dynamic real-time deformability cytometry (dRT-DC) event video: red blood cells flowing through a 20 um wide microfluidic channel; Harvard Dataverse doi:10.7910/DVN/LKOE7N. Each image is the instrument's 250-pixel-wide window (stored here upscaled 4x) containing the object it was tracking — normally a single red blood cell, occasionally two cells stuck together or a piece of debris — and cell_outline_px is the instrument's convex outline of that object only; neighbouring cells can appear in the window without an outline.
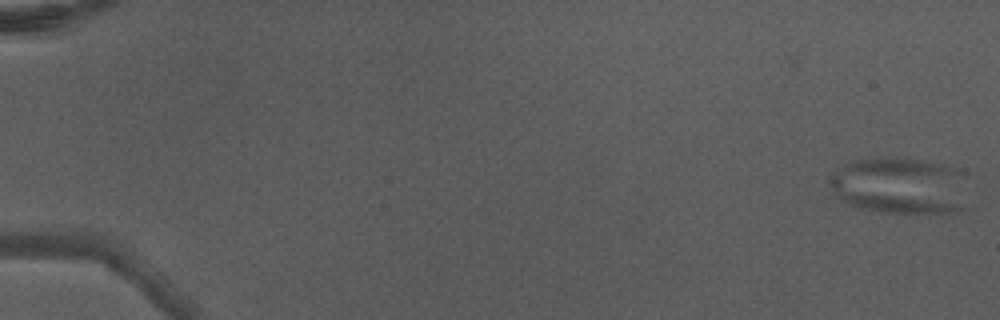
{"species": "Egyptian fruit bat (a non-hibernating species)", "species_latin": "Rousettus aegyptiacus", "temperature_condition": "warm", "stored_images_in_passage": 2, "camera_frame_rate_fps": 3000, "um_per_image_px": 0.085, "animal": {"sex": "male"}, "frame": {"image": 1, "passage_image": 1, "time_ms": 0.0, "image_size_px": [1000, 320], "cell_outline_px": [[964, 208], [960, 212], [876, 212], [860, 208], [848, 204], [840, 200], [832, 188], [828, 180], [836, 168], [852, 160], [892, 156], [928, 160], [944, 164], [952, 168], [956, 172]], "centroid_in_image_um": [76.32, 15.76], "position_along_channel_um": 8.7, "area_um2": 45.08}}